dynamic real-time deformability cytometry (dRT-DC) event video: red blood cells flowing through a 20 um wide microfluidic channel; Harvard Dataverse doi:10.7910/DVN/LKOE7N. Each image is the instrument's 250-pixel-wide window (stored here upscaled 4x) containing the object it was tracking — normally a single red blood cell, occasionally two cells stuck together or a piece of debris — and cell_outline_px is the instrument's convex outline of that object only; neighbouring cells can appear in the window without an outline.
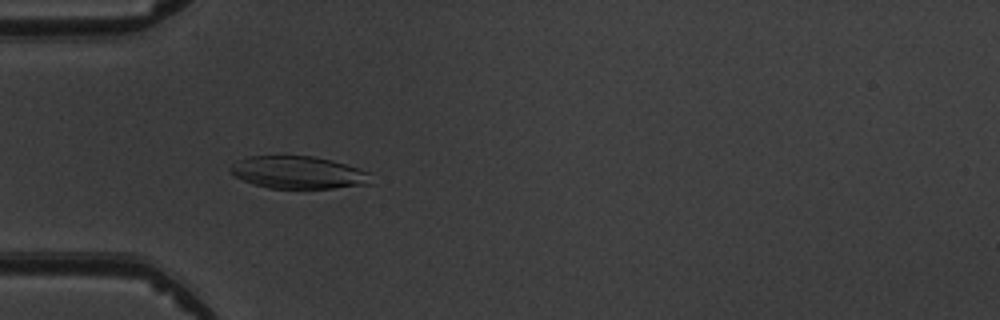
{"species": "common noctule bat (a hibernating species)", "species_latin": "Nyctalus noctula", "temperature_condition": "warm", "stored_images_in_passage": 8, "camera_frame_rate_fps": 3000, "um_per_image_px": 0.085, "animal": {"sex": "male", "body_mass_g": 19.5, "forearm_length_mm": 54.6}, "frame": {"image": 1, "passage_image": 4, "time_ms": 3.333, "image_size_px": [1000, 320], "cell_outline_px": [[372, 184], [332, 188], [268, 188], [252, 184], [236, 176], [228, 168], [236, 160], [248, 156], [284, 152], [312, 156], [332, 160], [360, 168], [368, 172]], "centroid_in_image_um": [25.3, 14.61], "position_along_channel_um": 59.7, "area_um2": 27.57}}
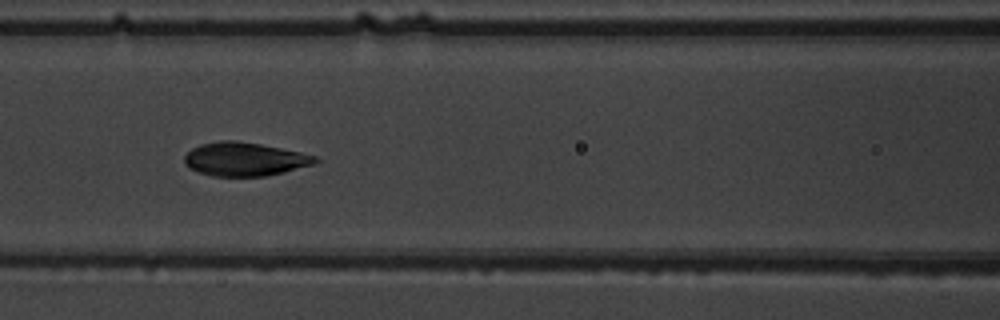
{"frame": {"image": 2, "passage_image": 6, "time_ms": 5.667, "image_size_px": [1000, 320], "cell_outline_px": [[320, 160], [316, 164], [284, 172], [264, 176], [212, 176], [188, 168], [184, 160], [184, 156], [192, 148], [200, 144], [220, 140], [236, 140], [260, 144], [300, 152], [316, 156]], "centroid_in_image_um": [20.8, 13.52], "position_along_channel_um": 145.8, "area_um2": 25.66}}
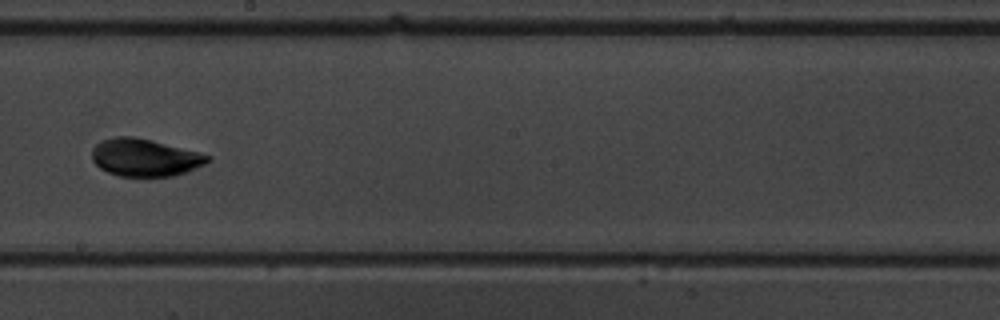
{"frame": {"image": 3, "passage_image": 8, "time_ms": 8.0, "image_size_px": [1000, 320], "cell_outline_px": [[212, 160], [188, 172], [172, 176], [120, 176], [108, 172], [100, 168], [92, 160], [92, 148], [100, 140], [116, 136], [136, 136], [200, 152], [212, 156]], "centroid_in_image_um": [12.33, 13.38], "position_along_channel_um": 235.9, "area_um2": 25.55}}